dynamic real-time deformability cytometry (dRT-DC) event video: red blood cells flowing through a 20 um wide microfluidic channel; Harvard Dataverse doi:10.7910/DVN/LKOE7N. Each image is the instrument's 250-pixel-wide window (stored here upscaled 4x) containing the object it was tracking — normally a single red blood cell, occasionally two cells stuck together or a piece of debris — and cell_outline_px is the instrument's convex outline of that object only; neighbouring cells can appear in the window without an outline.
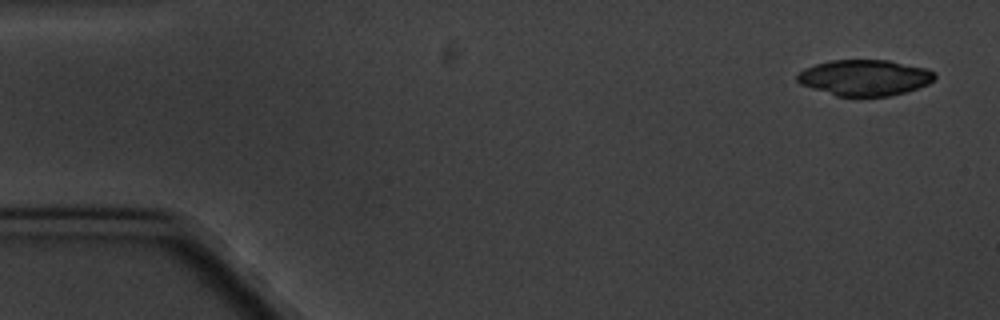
{"species": "common noctule bat (a hibernating species)", "species_latin": "Nyctalus noctula", "temperature_condition": "cold", "stored_images_in_passage": 4, "camera_frame_rate_fps": 3000, "um_per_image_px": 0.085, "animal": {"sex": "male", "body_mass_g": 20.1, "forearm_length_mm": 53.5}, "frame": {"image": 1, "passage_image": 1, "time_ms": 0.0, "image_size_px": [1000, 320], "cell_outline_px": [[936, 76], [928, 84], [904, 92], [888, 96], [836, 96], [800, 84], [796, 80], [796, 76], [804, 68], [816, 64], [832, 60], [888, 60], [924, 68], [936, 72]], "centroid_in_image_um": [73.47, 6.6], "position_along_channel_um": 11.5, "area_um2": 28.55}}